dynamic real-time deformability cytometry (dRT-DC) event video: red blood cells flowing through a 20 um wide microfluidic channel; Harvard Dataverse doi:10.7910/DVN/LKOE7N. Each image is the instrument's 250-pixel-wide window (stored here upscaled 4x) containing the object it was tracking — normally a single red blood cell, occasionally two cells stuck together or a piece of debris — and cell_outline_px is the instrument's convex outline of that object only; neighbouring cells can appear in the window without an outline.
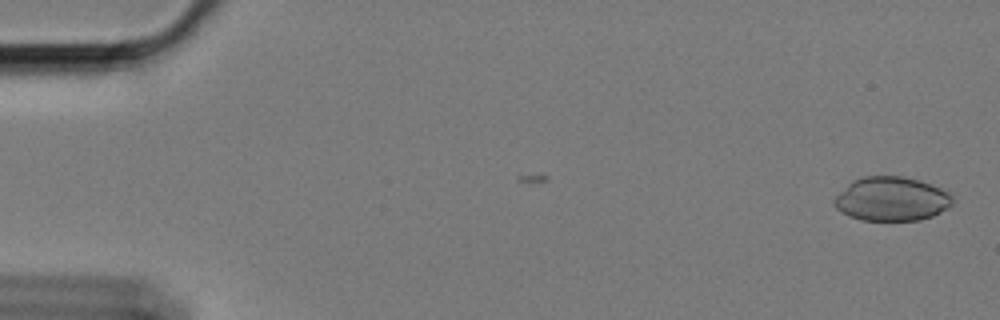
{"species": "Egyptian fruit bat (a non-hibernating species)", "species_latin": "Rousettus aegyptiacus", "temperature_condition": "cold", "stored_images_in_passage": 58, "camera_frame_rate_fps": 3000, "um_per_image_px": 0.085, "animal": {"sex": "female"}, "frame": {"image": 1, "passage_image": 1, "time_ms": 0.0, "image_size_px": [1000, 320], "cell_outline_px": [[952, 204], [932, 216], [920, 220], [860, 220], [836, 208], [832, 200], [852, 180], [864, 176], [904, 176], [920, 180], [940, 188], [948, 192], [952, 196]], "centroid_in_image_um": [75.78, 16.9], "position_along_channel_um": 9.2, "area_um2": 30.11}}
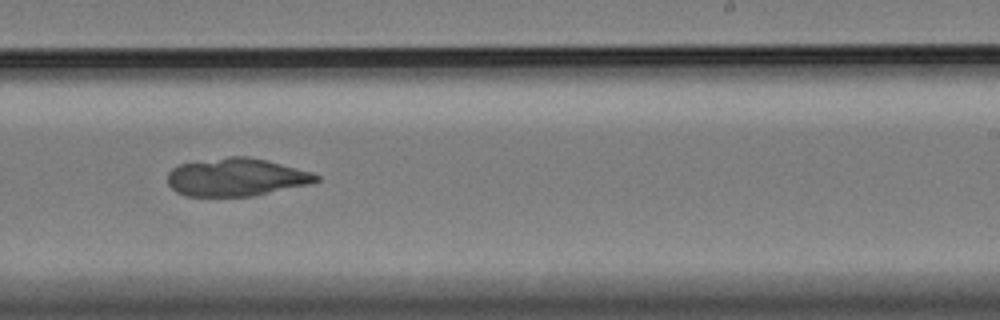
{"frame": {"image": 2, "passage_image": 36, "time_ms": 11.667, "image_size_px": [1000, 320], "cell_outline_px": [[320, 180], [312, 184], [256, 196], [184, 196], [176, 192], [168, 184], [168, 172], [172, 168], [180, 164], [228, 156], [248, 156], [312, 172], [320, 176]], "centroid_in_image_um": [20.1, 15.08], "position_along_channel_um": 268.9, "area_um2": 33.0}}
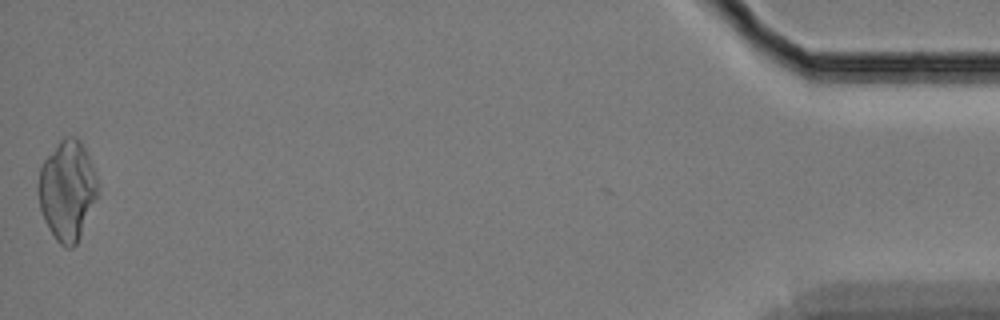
{"frame": {"image": 3, "passage_image": 58, "time_ms": 19.0, "image_size_px": [1000, 320], "cell_outline_px": [[96, 196], [80, 236], [76, 244], [72, 248], [64, 248], [56, 240], [48, 228], [44, 220], [40, 208], [36, 188], [40, 168], [44, 160], [60, 140], [64, 136], [76, 136], [84, 144], [92, 164], [96, 176]], "centroid_in_image_um": [5.67, 16.16], "position_along_channel_um": 429.5, "area_um2": 34.45}}